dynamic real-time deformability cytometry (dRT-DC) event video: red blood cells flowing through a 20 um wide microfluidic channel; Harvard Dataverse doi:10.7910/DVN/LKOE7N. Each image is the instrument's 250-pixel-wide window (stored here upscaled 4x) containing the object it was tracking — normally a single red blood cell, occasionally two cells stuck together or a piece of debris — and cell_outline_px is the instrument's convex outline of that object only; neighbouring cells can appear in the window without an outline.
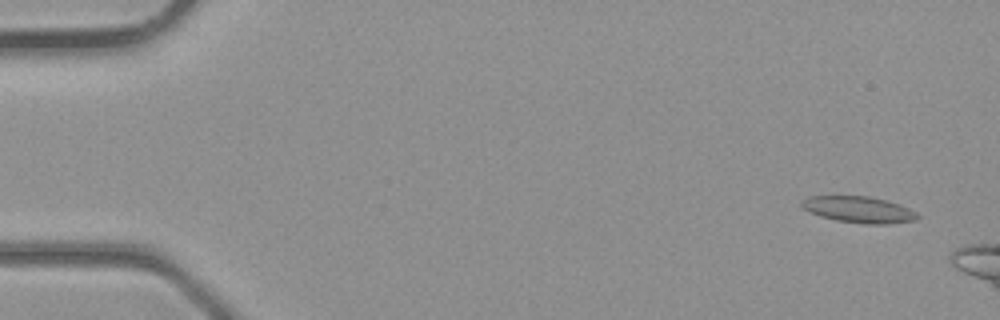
{"species": "common noctule bat (a hibernating species)", "species_latin": "Nyctalus noctula", "temperature_condition": "room temperature", "stored_images_in_passage": 12, "camera_frame_rate_fps": 3000, "um_per_image_px": 0.085, "animal": {"sex": "male", "body_mass_g": 23.1, "forearm_length_mm": 52.7}, "frame": {"image": 1, "passage_image": 3, "time_ms": 0.667, "image_size_px": [1000, 320], "cell_outline_px": [[920, 216], [916, 220], [888, 224], [864, 224], [836, 220], [820, 216], [808, 212], [800, 204], [808, 196], [868, 196], [900, 204], [916, 212]], "centroid_in_image_um": [73.01, 17.82], "position_along_channel_um": 12.0, "area_um2": 17.74}}